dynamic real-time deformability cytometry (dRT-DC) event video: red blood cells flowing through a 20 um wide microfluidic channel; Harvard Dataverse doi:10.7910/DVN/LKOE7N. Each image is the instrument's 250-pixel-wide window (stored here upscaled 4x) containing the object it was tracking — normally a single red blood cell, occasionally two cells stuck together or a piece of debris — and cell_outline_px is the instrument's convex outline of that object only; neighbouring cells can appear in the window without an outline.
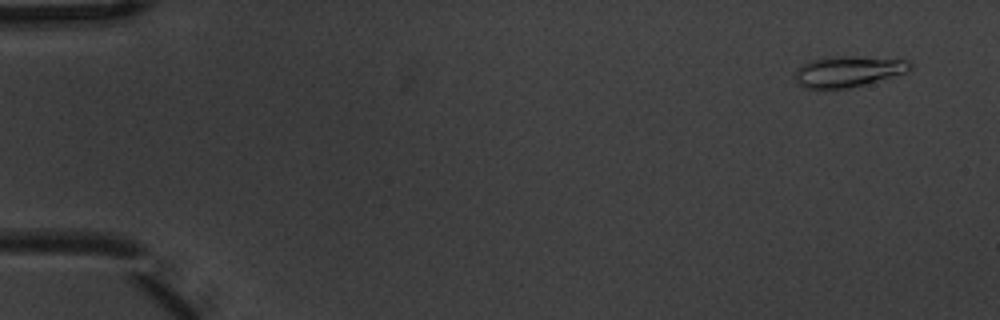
{"species": "common noctule bat (a hibernating species)", "species_latin": "Nyctalus noctula", "temperature_condition": "warm", "stored_images_in_passage": 4, "camera_frame_rate_fps": 3000, "um_per_image_px": 0.085, "animal": {"sex": "male", "body_mass_g": 20.1, "forearm_length_mm": 53.5}, "frame": {"image": 1, "passage_image": 1, "time_ms": 0.0, "image_size_px": [1000, 320], "cell_outline_px": [[916, 64], [908, 72], [864, 84], [848, 88], [804, 88], [796, 80], [796, 68], [800, 64], [808, 60], [828, 56], [856, 56], [908, 60]], "centroid_in_image_um": [72.11, 6.04], "position_along_channel_um": 12.9, "area_um2": 20.92}}